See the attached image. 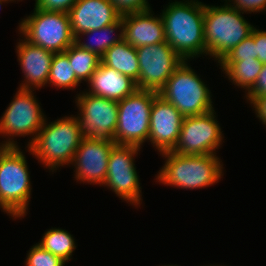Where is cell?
<instances>
[{"label":"cell","instance_id":"cell-28","mask_svg":"<svg viewBox=\"0 0 266 266\" xmlns=\"http://www.w3.org/2000/svg\"><path fill=\"white\" fill-rule=\"evenodd\" d=\"M117 12L123 16L126 14L143 12L152 8L149 0H109Z\"/></svg>","mask_w":266,"mask_h":266},{"label":"cell","instance_id":"cell-13","mask_svg":"<svg viewBox=\"0 0 266 266\" xmlns=\"http://www.w3.org/2000/svg\"><path fill=\"white\" fill-rule=\"evenodd\" d=\"M140 74L138 89L159 92L184 61L168 42L136 48Z\"/></svg>","mask_w":266,"mask_h":266},{"label":"cell","instance_id":"cell-21","mask_svg":"<svg viewBox=\"0 0 266 266\" xmlns=\"http://www.w3.org/2000/svg\"><path fill=\"white\" fill-rule=\"evenodd\" d=\"M101 62L138 82L140 68L136 48L124 39L110 47L101 57Z\"/></svg>","mask_w":266,"mask_h":266},{"label":"cell","instance_id":"cell-30","mask_svg":"<svg viewBox=\"0 0 266 266\" xmlns=\"http://www.w3.org/2000/svg\"><path fill=\"white\" fill-rule=\"evenodd\" d=\"M77 0H35V8L45 11L68 13Z\"/></svg>","mask_w":266,"mask_h":266},{"label":"cell","instance_id":"cell-11","mask_svg":"<svg viewBox=\"0 0 266 266\" xmlns=\"http://www.w3.org/2000/svg\"><path fill=\"white\" fill-rule=\"evenodd\" d=\"M74 96L78 120L83 138L114 141L118 122V101L95 96L84 89Z\"/></svg>","mask_w":266,"mask_h":266},{"label":"cell","instance_id":"cell-31","mask_svg":"<svg viewBox=\"0 0 266 266\" xmlns=\"http://www.w3.org/2000/svg\"><path fill=\"white\" fill-rule=\"evenodd\" d=\"M246 103L252 107L255 117L266 127V95L264 96H243Z\"/></svg>","mask_w":266,"mask_h":266},{"label":"cell","instance_id":"cell-1","mask_svg":"<svg viewBox=\"0 0 266 266\" xmlns=\"http://www.w3.org/2000/svg\"><path fill=\"white\" fill-rule=\"evenodd\" d=\"M204 11L205 3L200 0H170L161 9L166 42L184 61H196L199 57L208 59Z\"/></svg>","mask_w":266,"mask_h":266},{"label":"cell","instance_id":"cell-35","mask_svg":"<svg viewBox=\"0 0 266 266\" xmlns=\"http://www.w3.org/2000/svg\"><path fill=\"white\" fill-rule=\"evenodd\" d=\"M9 2V0H0V9L2 5L4 6V4H8Z\"/></svg>","mask_w":266,"mask_h":266},{"label":"cell","instance_id":"cell-2","mask_svg":"<svg viewBox=\"0 0 266 266\" xmlns=\"http://www.w3.org/2000/svg\"><path fill=\"white\" fill-rule=\"evenodd\" d=\"M82 139L81 129L74 114L51 122L46 117L43 127L28 146V154L35 157L38 163L47 169L46 172L54 174L61 167L71 166Z\"/></svg>","mask_w":266,"mask_h":266},{"label":"cell","instance_id":"cell-19","mask_svg":"<svg viewBox=\"0 0 266 266\" xmlns=\"http://www.w3.org/2000/svg\"><path fill=\"white\" fill-rule=\"evenodd\" d=\"M86 84V92L115 101L128 97L138 89L134 80L102 62Z\"/></svg>","mask_w":266,"mask_h":266},{"label":"cell","instance_id":"cell-4","mask_svg":"<svg viewBox=\"0 0 266 266\" xmlns=\"http://www.w3.org/2000/svg\"><path fill=\"white\" fill-rule=\"evenodd\" d=\"M7 147L0 155V210L12 220L24 219L29 211L33 186L25 151ZM11 216V217H10Z\"/></svg>","mask_w":266,"mask_h":266},{"label":"cell","instance_id":"cell-14","mask_svg":"<svg viewBox=\"0 0 266 266\" xmlns=\"http://www.w3.org/2000/svg\"><path fill=\"white\" fill-rule=\"evenodd\" d=\"M114 141L83 138L71 164L76 183L102 187L108 168L109 156Z\"/></svg>","mask_w":266,"mask_h":266},{"label":"cell","instance_id":"cell-3","mask_svg":"<svg viewBox=\"0 0 266 266\" xmlns=\"http://www.w3.org/2000/svg\"><path fill=\"white\" fill-rule=\"evenodd\" d=\"M164 164L154 182L183 190L204 189L219 183L225 175L224 163L216 155H180L173 151L160 153Z\"/></svg>","mask_w":266,"mask_h":266},{"label":"cell","instance_id":"cell-16","mask_svg":"<svg viewBox=\"0 0 266 266\" xmlns=\"http://www.w3.org/2000/svg\"><path fill=\"white\" fill-rule=\"evenodd\" d=\"M18 35L20 38L16 43L15 52L23 73V80L18 88L39 91L47 87L54 53L29 43L19 32Z\"/></svg>","mask_w":266,"mask_h":266},{"label":"cell","instance_id":"cell-22","mask_svg":"<svg viewBox=\"0 0 266 266\" xmlns=\"http://www.w3.org/2000/svg\"><path fill=\"white\" fill-rule=\"evenodd\" d=\"M218 66L225 75L223 77L246 94L256 82L263 64L258 59H248L234 63H217Z\"/></svg>","mask_w":266,"mask_h":266},{"label":"cell","instance_id":"cell-24","mask_svg":"<svg viewBox=\"0 0 266 266\" xmlns=\"http://www.w3.org/2000/svg\"><path fill=\"white\" fill-rule=\"evenodd\" d=\"M81 81L76 77L68 56L62 53H54L47 86H54L59 90H76L81 86Z\"/></svg>","mask_w":266,"mask_h":266},{"label":"cell","instance_id":"cell-33","mask_svg":"<svg viewBox=\"0 0 266 266\" xmlns=\"http://www.w3.org/2000/svg\"><path fill=\"white\" fill-rule=\"evenodd\" d=\"M266 95V64H263L256 82L244 96H264Z\"/></svg>","mask_w":266,"mask_h":266},{"label":"cell","instance_id":"cell-36","mask_svg":"<svg viewBox=\"0 0 266 266\" xmlns=\"http://www.w3.org/2000/svg\"><path fill=\"white\" fill-rule=\"evenodd\" d=\"M201 266H228V265H224V264L223 265H221V264L215 265V263H214V264H209V265L207 264V265H201Z\"/></svg>","mask_w":266,"mask_h":266},{"label":"cell","instance_id":"cell-18","mask_svg":"<svg viewBox=\"0 0 266 266\" xmlns=\"http://www.w3.org/2000/svg\"><path fill=\"white\" fill-rule=\"evenodd\" d=\"M124 40L134 48L166 41L163 20L153 8L121 16Z\"/></svg>","mask_w":266,"mask_h":266},{"label":"cell","instance_id":"cell-5","mask_svg":"<svg viewBox=\"0 0 266 266\" xmlns=\"http://www.w3.org/2000/svg\"><path fill=\"white\" fill-rule=\"evenodd\" d=\"M224 4L209 5L205 3L204 40L208 60L216 64L242 40L251 35L255 25L242 13L231 7L225 0ZM244 14V15H243Z\"/></svg>","mask_w":266,"mask_h":266},{"label":"cell","instance_id":"cell-10","mask_svg":"<svg viewBox=\"0 0 266 266\" xmlns=\"http://www.w3.org/2000/svg\"><path fill=\"white\" fill-rule=\"evenodd\" d=\"M141 150L137 146L115 145L110 152L106 179L102 185L133 208L143 204L142 186L135 164Z\"/></svg>","mask_w":266,"mask_h":266},{"label":"cell","instance_id":"cell-15","mask_svg":"<svg viewBox=\"0 0 266 266\" xmlns=\"http://www.w3.org/2000/svg\"><path fill=\"white\" fill-rule=\"evenodd\" d=\"M184 116L171 103L158 95L152 103L148 145L157 154L172 151L176 146Z\"/></svg>","mask_w":266,"mask_h":266},{"label":"cell","instance_id":"cell-12","mask_svg":"<svg viewBox=\"0 0 266 266\" xmlns=\"http://www.w3.org/2000/svg\"><path fill=\"white\" fill-rule=\"evenodd\" d=\"M214 110L184 117L179 139L172 150L180 155H216L224 141V133Z\"/></svg>","mask_w":266,"mask_h":266},{"label":"cell","instance_id":"cell-34","mask_svg":"<svg viewBox=\"0 0 266 266\" xmlns=\"http://www.w3.org/2000/svg\"><path fill=\"white\" fill-rule=\"evenodd\" d=\"M7 148V146L0 140V155L3 153V151Z\"/></svg>","mask_w":266,"mask_h":266},{"label":"cell","instance_id":"cell-25","mask_svg":"<svg viewBox=\"0 0 266 266\" xmlns=\"http://www.w3.org/2000/svg\"><path fill=\"white\" fill-rule=\"evenodd\" d=\"M64 53L73 67L76 77L83 83H87L92 74L101 63V57L96 53L80 48L75 43L71 45Z\"/></svg>","mask_w":266,"mask_h":266},{"label":"cell","instance_id":"cell-17","mask_svg":"<svg viewBox=\"0 0 266 266\" xmlns=\"http://www.w3.org/2000/svg\"><path fill=\"white\" fill-rule=\"evenodd\" d=\"M68 15L74 37L109 26L121 18L109 0H77Z\"/></svg>","mask_w":266,"mask_h":266},{"label":"cell","instance_id":"cell-7","mask_svg":"<svg viewBox=\"0 0 266 266\" xmlns=\"http://www.w3.org/2000/svg\"><path fill=\"white\" fill-rule=\"evenodd\" d=\"M36 90L17 91L0 116V138L7 147H21L16 138L28 137L25 147L35 139L46 119L45 111L35 95Z\"/></svg>","mask_w":266,"mask_h":266},{"label":"cell","instance_id":"cell-26","mask_svg":"<svg viewBox=\"0 0 266 266\" xmlns=\"http://www.w3.org/2000/svg\"><path fill=\"white\" fill-rule=\"evenodd\" d=\"M26 254L24 266H65L67 264L37 243L31 246Z\"/></svg>","mask_w":266,"mask_h":266},{"label":"cell","instance_id":"cell-20","mask_svg":"<svg viewBox=\"0 0 266 266\" xmlns=\"http://www.w3.org/2000/svg\"><path fill=\"white\" fill-rule=\"evenodd\" d=\"M84 39L87 40L85 41ZM123 39V21L121 17L117 22L109 26L77 35L75 44L102 57L110 47Z\"/></svg>","mask_w":266,"mask_h":266},{"label":"cell","instance_id":"cell-29","mask_svg":"<svg viewBox=\"0 0 266 266\" xmlns=\"http://www.w3.org/2000/svg\"><path fill=\"white\" fill-rule=\"evenodd\" d=\"M231 7L247 14L266 12V0H225Z\"/></svg>","mask_w":266,"mask_h":266},{"label":"cell","instance_id":"cell-8","mask_svg":"<svg viewBox=\"0 0 266 266\" xmlns=\"http://www.w3.org/2000/svg\"><path fill=\"white\" fill-rule=\"evenodd\" d=\"M29 43L53 53H62L75 43L68 13L33 9L17 26Z\"/></svg>","mask_w":266,"mask_h":266},{"label":"cell","instance_id":"cell-32","mask_svg":"<svg viewBox=\"0 0 266 266\" xmlns=\"http://www.w3.org/2000/svg\"><path fill=\"white\" fill-rule=\"evenodd\" d=\"M254 42L256 45V59L266 64V30L254 27Z\"/></svg>","mask_w":266,"mask_h":266},{"label":"cell","instance_id":"cell-37","mask_svg":"<svg viewBox=\"0 0 266 266\" xmlns=\"http://www.w3.org/2000/svg\"><path fill=\"white\" fill-rule=\"evenodd\" d=\"M9 1L10 3H15L16 1H17L16 3H18L19 1L22 2L23 0H9Z\"/></svg>","mask_w":266,"mask_h":266},{"label":"cell","instance_id":"cell-6","mask_svg":"<svg viewBox=\"0 0 266 266\" xmlns=\"http://www.w3.org/2000/svg\"><path fill=\"white\" fill-rule=\"evenodd\" d=\"M190 64V61H183L158 92L184 117L205 114L215 109L209 84Z\"/></svg>","mask_w":266,"mask_h":266},{"label":"cell","instance_id":"cell-9","mask_svg":"<svg viewBox=\"0 0 266 266\" xmlns=\"http://www.w3.org/2000/svg\"><path fill=\"white\" fill-rule=\"evenodd\" d=\"M158 95L155 91L137 89L118 101V122L114 135L116 145L143 149L144 143H148L152 103Z\"/></svg>","mask_w":266,"mask_h":266},{"label":"cell","instance_id":"cell-38","mask_svg":"<svg viewBox=\"0 0 266 266\" xmlns=\"http://www.w3.org/2000/svg\"><path fill=\"white\" fill-rule=\"evenodd\" d=\"M158 266H160V265H158ZM162 266H178V265L177 264H174V265L173 264H167V265L164 264ZM179 266H181V265H179Z\"/></svg>","mask_w":266,"mask_h":266},{"label":"cell","instance_id":"cell-27","mask_svg":"<svg viewBox=\"0 0 266 266\" xmlns=\"http://www.w3.org/2000/svg\"><path fill=\"white\" fill-rule=\"evenodd\" d=\"M256 59V45L254 42V28L247 38L242 40L230 52H228L218 63H234L235 61H244Z\"/></svg>","mask_w":266,"mask_h":266},{"label":"cell","instance_id":"cell-23","mask_svg":"<svg viewBox=\"0 0 266 266\" xmlns=\"http://www.w3.org/2000/svg\"><path fill=\"white\" fill-rule=\"evenodd\" d=\"M37 244L48 250L53 255L60 257L66 263L73 259V253L77 249L74 236L66 229L51 227L45 230Z\"/></svg>","mask_w":266,"mask_h":266}]
</instances>
